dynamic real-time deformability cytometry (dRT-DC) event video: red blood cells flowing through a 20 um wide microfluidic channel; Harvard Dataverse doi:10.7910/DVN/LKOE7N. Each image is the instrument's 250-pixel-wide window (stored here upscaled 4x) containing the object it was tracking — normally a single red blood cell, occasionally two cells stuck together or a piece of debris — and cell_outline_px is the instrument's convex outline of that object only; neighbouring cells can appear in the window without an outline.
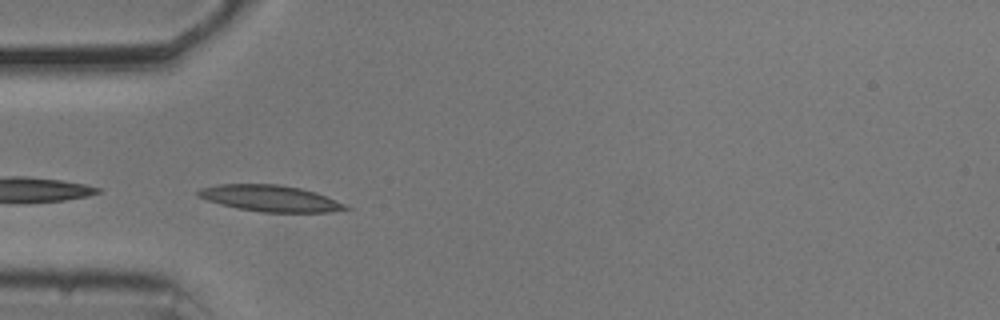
{"species": "common noctule bat (a hibernating species)", "species_latin": "Nyctalus noctula", "temperature_condition": "cold", "stored_images_in_passage": 17, "camera_frame_rate_fps": 3000, "um_per_image_px": 0.085, "animal": {"sex": "male", "body_mass_g": 20.5, "forearm_length_mm": 52.5}, "frame": {"image": 1, "passage_image": 1, "time_ms": 0.0, "image_size_px": [1000, 320], "cell_outline_px": [[352, 208], [328, 212], [260, 212], [220, 204], [196, 196], [196, 192], [200, 188], [216, 184], [280, 184], [300, 188], [316, 192], [344, 204]], "centroid_in_image_um": [22.93, 16.85], "position_along_channel_um": 62.1, "area_um2": 22.48}}
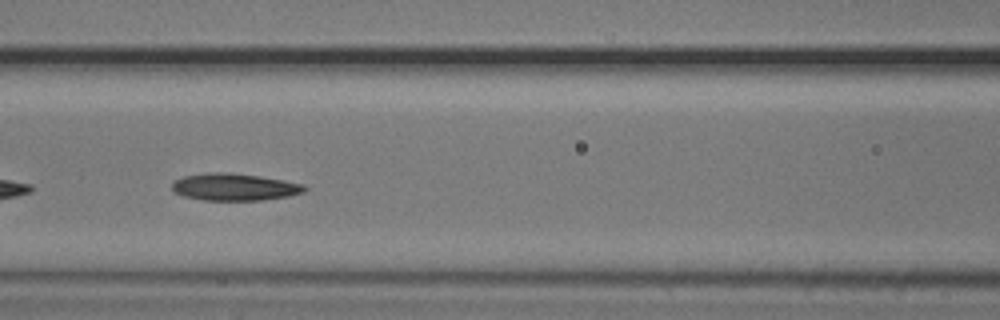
{"frame": {"image": 2, "passage_image": 8, "time_ms": 2.333, "image_size_px": [1000, 320], "cell_outline_px": [[308, 188], [304, 192], [288, 196], [264, 200], [204, 200], [184, 196], [172, 192], [172, 184], [176, 180], [184, 176], [208, 172], [228, 172], [260, 176], [304, 184]], "centroid_in_image_um": [19.93, 15.89], "position_along_channel_um": 146.7, "area_um2": 20.98}}
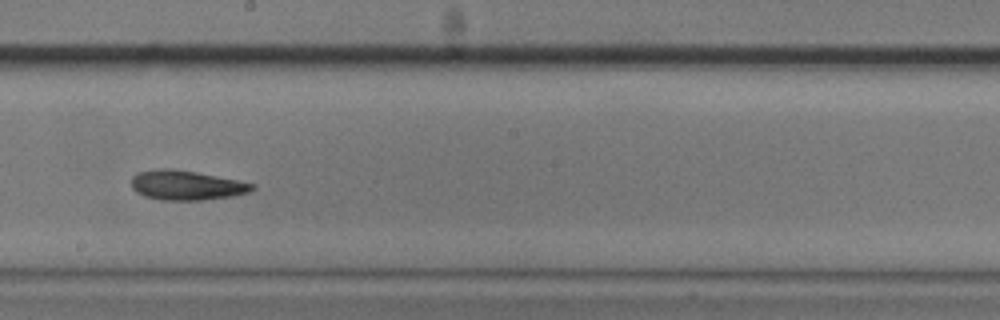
{"frame": {"image": 3, "passage_image": 15, "time_ms": 4.667, "image_size_px": [1000, 320], "cell_outline_px": [[256, 188], [248, 192], [232, 196], [200, 200], [160, 200], [144, 196], [136, 192], [132, 188], [132, 176], [136, 172], [160, 168], [172, 168], [196, 172], [256, 184]], "centroid_in_image_um": [15.81, 15.74], "position_along_channel_um": 232.4, "area_um2": 20.87}}